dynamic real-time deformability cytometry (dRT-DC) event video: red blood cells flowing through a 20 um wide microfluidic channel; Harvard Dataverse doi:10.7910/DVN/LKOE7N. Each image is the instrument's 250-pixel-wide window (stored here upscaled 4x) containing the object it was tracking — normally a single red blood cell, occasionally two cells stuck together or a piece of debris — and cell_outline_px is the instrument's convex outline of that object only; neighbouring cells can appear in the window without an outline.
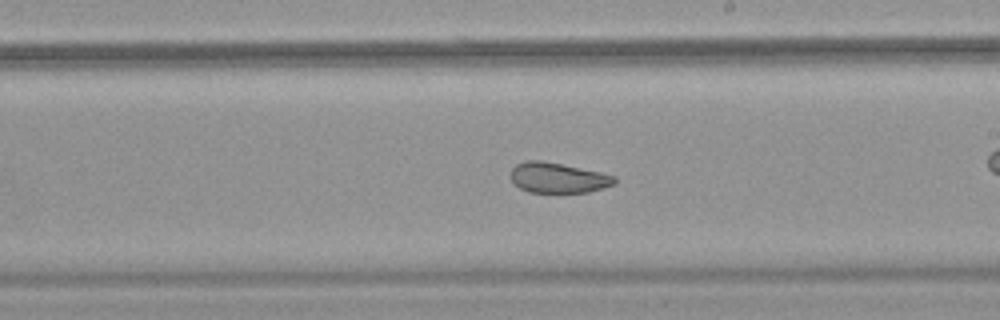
{"species": "common noctule bat (a hibernating species)", "species_latin": "Nyctalus noctula", "temperature_condition": "warm", "stored_images_in_passage": 55, "camera_frame_rate_fps": 3000, "um_per_image_px": 0.085, "animal": {"sex": "female", "body_mass_g": 18.4}, "frame": {"image": 1, "passage_image": 32, "time_ms": 10.333, "image_size_px": [1000, 320], "cell_outline_px": [[616, 184], [604, 188], [588, 192], [528, 192], [520, 188], [512, 180], [512, 168], [516, 164], [524, 160], [540, 160], [600, 172], [616, 176]], "centroid_in_image_um": [47.45, 15.11], "position_along_channel_um": 241.5, "area_um2": 18.21}, "authors_computed_cell_mechanics": {"area_um2": 24.5072, "velocity_mm_per_s": 3.7951, "shape_relaxation_time_tau1_ms": null, "shape_relaxation_time_tau2_ms": 1.5147, "deformation_change_tau1": null, "deformation_change_tau2": 0.0697}}